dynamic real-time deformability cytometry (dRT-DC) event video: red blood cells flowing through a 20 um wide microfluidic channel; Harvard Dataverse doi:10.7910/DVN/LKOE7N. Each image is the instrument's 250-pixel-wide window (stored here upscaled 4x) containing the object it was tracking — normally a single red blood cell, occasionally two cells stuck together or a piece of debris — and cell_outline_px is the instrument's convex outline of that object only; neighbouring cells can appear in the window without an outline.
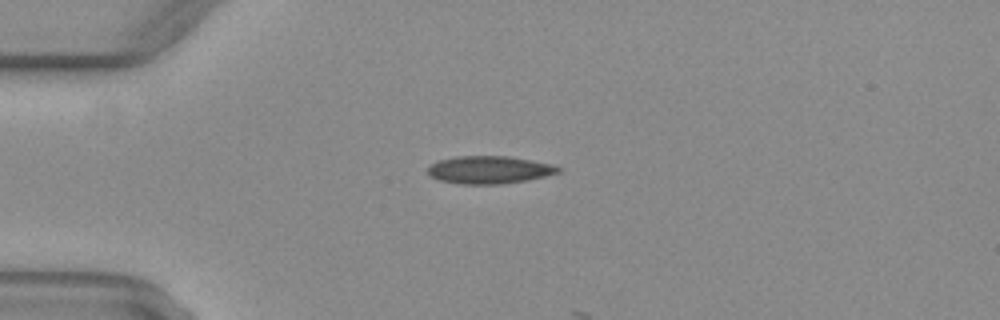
{"species": "common noctule bat (a hibernating species)", "species_latin": "Nyctalus noctula", "temperature_condition": "warm", "stored_images_in_passage": 3, "camera_frame_rate_fps": 3000, "um_per_image_px": 0.085, "animal": {"sex": "female", "body_mass_g": 29.2, "forearm_length_mm": 56.3}, "frame": {"image": 1, "passage_image": 1, "time_ms": 0.0, "image_size_px": [1000, 320], "cell_outline_px": [[560, 172], [544, 176], [504, 184], [460, 184], [440, 180], [432, 176], [428, 172], [428, 168], [432, 164], [440, 160], [456, 156], [508, 156], [552, 164], [560, 168]], "centroid_in_image_um": [41.59, 14.43], "position_along_channel_um": 43.4, "area_um2": 20.75}}